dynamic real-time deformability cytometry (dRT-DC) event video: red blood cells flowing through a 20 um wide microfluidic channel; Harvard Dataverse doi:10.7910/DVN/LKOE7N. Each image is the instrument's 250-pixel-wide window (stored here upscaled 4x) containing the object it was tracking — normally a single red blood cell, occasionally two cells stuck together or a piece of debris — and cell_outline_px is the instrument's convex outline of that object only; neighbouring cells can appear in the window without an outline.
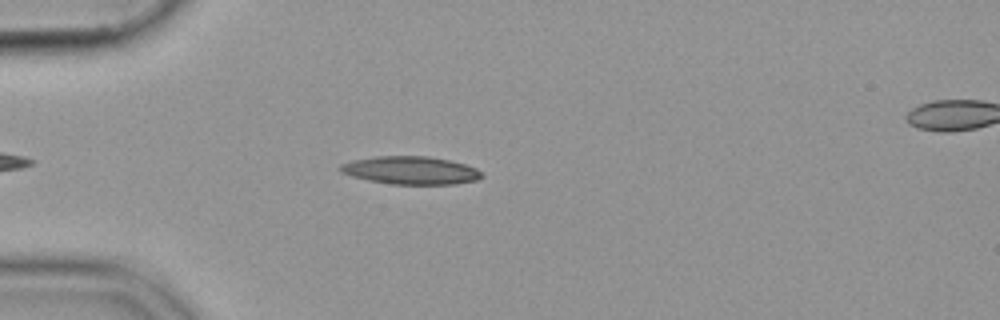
{"species": "common noctule bat (a hibernating species)", "species_latin": "Nyctalus noctula", "temperature_condition": "cold", "stored_images_in_passage": 44, "camera_frame_rate_fps": 3000, "um_per_image_px": 0.085, "animal": {"sex": "female", "body_mass_g": 19.9}, "frame": {"image": 1, "passage_image": 8, "time_ms": 2.333, "image_size_px": [1000, 320], "cell_outline_px": [[484, 176], [476, 180], [456, 184], [392, 184], [368, 180], [352, 176], [340, 172], [336, 168], [340, 164], [352, 160], [376, 156], [428, 156], [448, 160], [464, 164], [476, 168]], "centroid_in_image_um": [34.86, 14.48], "position_along_channel_um": 50.1, "area_um2": 23.06}}
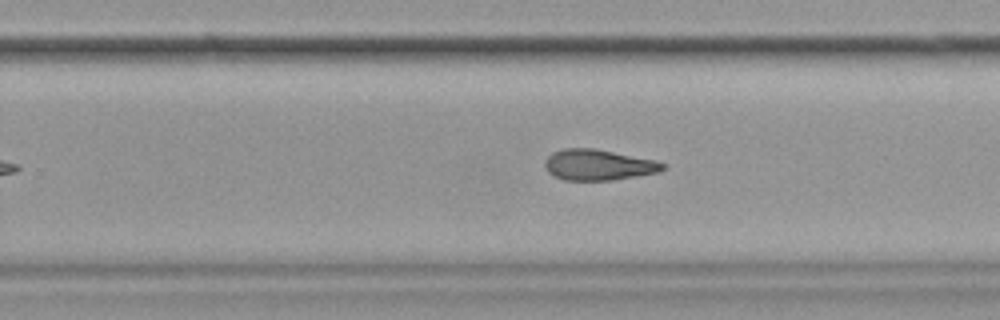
{"frame": {"image": 2, "passage_image": 28, "time_ms": 9.0, "image_size_px": [1000, 320], "cell_outline_px": [[664, 168], [660, 172], [612, 180], [564, 180], [548, 172], [544, 164], [544, 160], [552, 152], [564, 148], [596, 148], [656, 160], [664, 164]], "centroid_in_image_um": [50.85, 14.0], "position_along_channel_um": 279.0, "area_um2": 21.21}}
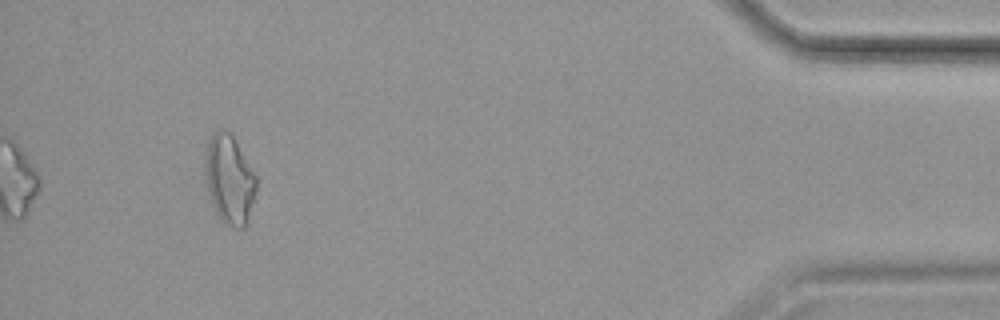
{"frame": {"image": 3, "passage_image": 44, "time_ms": 14.333, "image_size_px": [1000, 320], "cell_outline_px": [[256, 192], [244, 228], [236, 228], [224, 224], [220, 220], [216, 212], [208, 188], [204, 172], [204, 152], [208, 140], [216, 128], [224, 128], [232, 132], [256, 176]], "centroid_in_image_um": [19.47, 15.17], "position_along_channel_um": 415.7, "area_um2": 26.82}}